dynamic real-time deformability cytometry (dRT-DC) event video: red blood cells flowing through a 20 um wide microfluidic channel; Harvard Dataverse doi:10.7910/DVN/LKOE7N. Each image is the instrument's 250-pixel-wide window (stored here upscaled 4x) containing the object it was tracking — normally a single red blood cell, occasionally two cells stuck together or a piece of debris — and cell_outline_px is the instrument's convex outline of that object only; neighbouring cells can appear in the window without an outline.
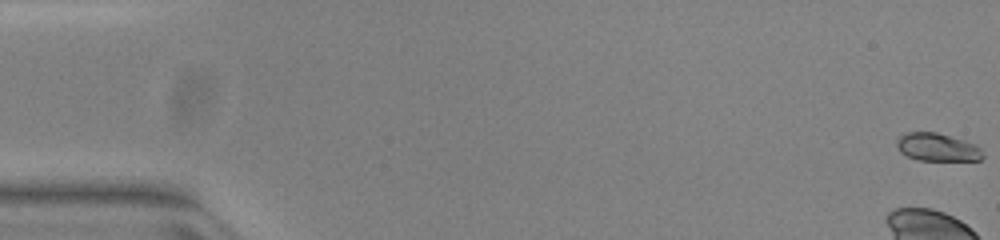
{"species": "common noctule bat (a hibernating species)", "species_latin": "Nyctalus noctula", "temperature_condition": "warm", "stored_images_in_passage": 53, "camera_frame_rate_fps": 3000, "um_per_image_px": 0.085, "animal": {"sex": "female", "body_mass_g": 23.0, "forearm_length_mm": 53.4}, "frame": {"image": 1, "passage_image": 1, "time_ms": 0.0, "image_size_px": [1000, 240], "cell_outline_px": [[984, 156], [980, 160], [916, 160], [900, 152], [896, 144], [896, 140], [904, 132], [936, 132], [964, 140], [976, 144], [980, 148]], "centroid_in_image_um": [79.66, 12.51], "position_along_channel_um": 5.3, "area_um2": 14.05}}